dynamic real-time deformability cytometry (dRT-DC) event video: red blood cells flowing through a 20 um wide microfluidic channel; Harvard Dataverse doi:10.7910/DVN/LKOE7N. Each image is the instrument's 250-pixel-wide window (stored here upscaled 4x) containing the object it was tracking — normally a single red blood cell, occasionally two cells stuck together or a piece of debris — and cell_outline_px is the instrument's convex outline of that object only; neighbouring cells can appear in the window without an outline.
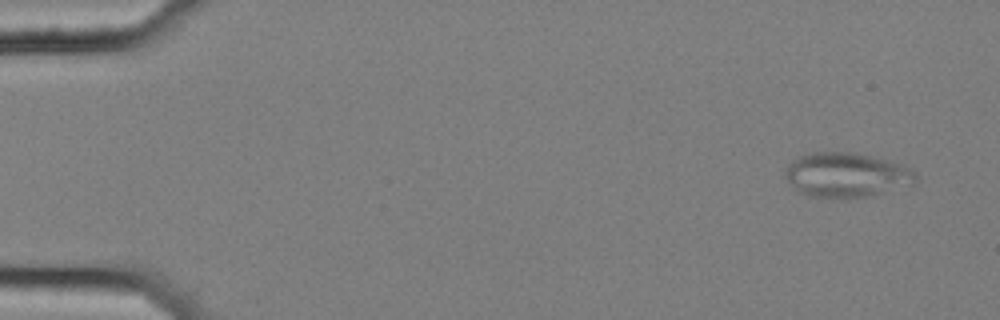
{"species": "common noctule bat (a hibernating species)", "species_latin": "Nyctalus noctula", "temperature_condition": "cold", "stored_images_in_passage": 55, "segment_of_instrument_passage": [1, 2], "camera_frame_rate_fps": 3000, "um_per_image_px": 0.085, "animal": {"sex": "female", "body_mass_g": 25.1}, "frame": {"image": 1, "passage_image": 3, "time_ms": 0.667, "image_size_px": [1000, 320], "cell_outline_px": [[916, 180], [912, 184], [848, 200], [808, 196], [800, 192], [788, 180], [784, 172], [788, 164], [792, 160], [800, 156], [812, 152], [848, 152], [868, 156], [904, 164], [912, 168], [916, 172]], "centroid_in_image_um": [71.93, 14.88], "position_along_channel_um": 13.1, "area_um2": 33.76}}
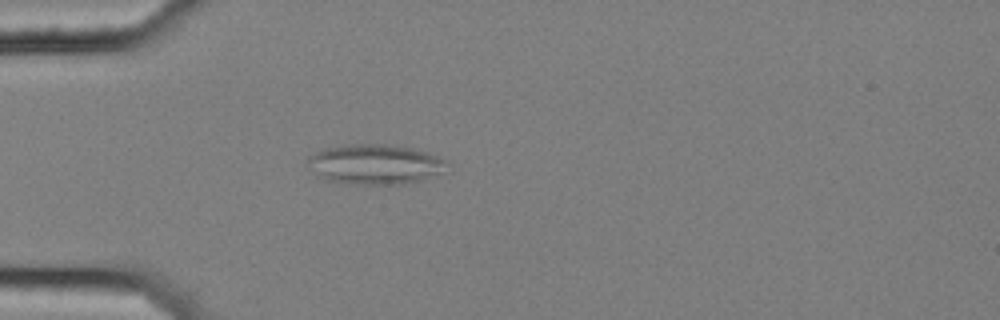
{"frame": {"image": 2, "passage_image": 16, "time_ms": 5.0, "image_size_px": [1000, 320], "cell_outline_px": [[448, 160], [440, 172], [420, 180], [404, 184], [356, 184], [324, 180], [316, 176], [308, 160], [308, 156], [316, 152], [328, 148], [344, 144], [384, 144], [412, 148]], "centroid_in_image_um": [31.83, 13.96], "position_along_channel_um": 53.2, "area_um2": 31.96}}